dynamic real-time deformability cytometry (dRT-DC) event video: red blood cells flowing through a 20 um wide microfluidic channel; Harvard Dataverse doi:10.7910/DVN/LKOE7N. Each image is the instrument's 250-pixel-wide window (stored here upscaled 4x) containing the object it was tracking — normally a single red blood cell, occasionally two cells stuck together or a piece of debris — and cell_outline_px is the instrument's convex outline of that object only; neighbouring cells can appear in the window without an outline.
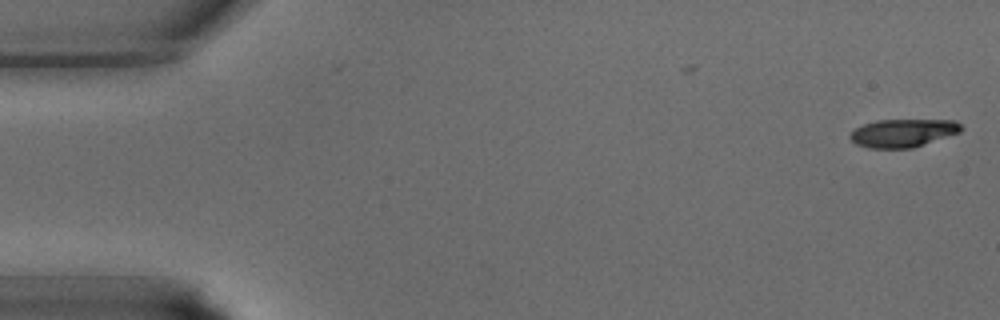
{"species": "common noctule bat (a hibernating species)", "species_latin": "Nyctalus noctula", "temperature_condition": "warm", "stored_images_in_passage": 8, "camera_frame_rate_fps": 3000, "um_per_image_px": 0.085, "animal": {"sex": "male", "body_mass_g": 15.6}, "frame": {"image": 1, "passage_image": 1, "time_ms": 0.0, "image_size_px": [1000, 320], "cell_outline_px": [[964, 128], [960, 132], [912, 148], [868, 148], [856, 144], [848, 136], [856, 128], [864, 124], [876, 120], [956, 120]], "centroid_in_image_um": [76.76, 11.3], "position_along_channel_um": 8.2, "area_um2": 18.09}}